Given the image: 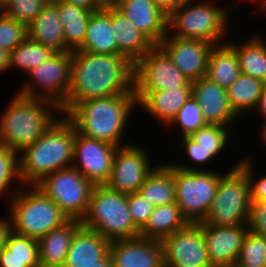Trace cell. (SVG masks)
Returning a JSON list of instances; mask_svg holds the SVG:
<instances>
[{
	"label": "cell",
	"instance_id": "1",
	"mask_svg": "<svg viewBox=\"0 0 266 267\" xmlns=\"http://www.w3.org/2000/svg\"><path fill=\"white\" fill-rule=\"evenodd\" d=\"M113 95H135L134 64L122 54L72 51L71 85L61 114L81 101Z\"/></svg>",
	"mask_w": 266,
	"mask_h": 267
},
{
	"label": "cell",
	"instance_id": "2",
	"mask_svg": "<svg viewBox=\"0 0 266 267\" xmlns=\"http://www.w3.org/2000/svg\"><path fill=\"white\" fill-rule=\"evenodd\" d=\"M29 147L19 153L23 185H36L45 176L72 166L76 128L63 114Z\"/></svg>",
	"mask_w": 266,
	"mask_h": 267
},
{
	"label": "cell",
	"instance_id": "3",
	"mask_svg": "<svg viewBox=\"0 0 266 267\" xmlns=\"http://www.w3.org/2000/svg\"><path fill=\"white\" fill-rule=\"evenodd\" d=\"M135 107V95H113L81 101L65 116L78 133L120 147L131 144L121 140Z\"/></svg>",
	"mask_w": 266,
	"mask_h": 267
},
{
	"label": "cell",
	"instance_id": "4",
	"mask_svg": "<svg viewBox=\"0 0 266 267\" xmlns=\"http://www.w3.org/2000/svg\"><path fill=\"white\" fill-rule=\"evenodd\" d=\"M60 113V108L46 99L14 94L1 112L0 144L19 154L33 144Z\"/></svg>",
	"mask_w": 266,
	"mask_h": 267
},
{
	"label": "cell",
	"instance_id": "5",
	"mask_svg": "<svg viewBox=\"0 0 266 267\" xmlns=\"http://www.w3.org/2000/svg\"><path fill=\"white\" fill-rule=\"evenodd\" d=\"M209 1L183 2L168 16L167 35L202 40L215 46L227 43L231 28L229 9Z\"/></svg>",
	"mask_w": 266,
	"mask_h": 267
},
{
	"label": "cell",
	"instance_id": "6",
	"mask_svg": "<svg viewBox=\"0 0 266 267\" xmlns=\"http://www.w3.org/2000/svg\"><path fill=\"white\" fill-rule=\"evenodd\" d=\"M12 231L39 239L69 218L35 185H23L8 201Z\"/></svg>",
	"mask_w": 266,
	"mask_h": 267
},
{
	"label": "cell",
	"instance_id": "7",
	"mask_svg": "<svg viewBox=\"0 0 266 267\" xmlns=\"http://www.w3.org/2000/svg\"><path fill=\"white\" fill-rule=\"evenodd\" d=\"M82 225L100 233L110 242L140 236L127 205V195L106 185H94Z\"/></svg>",
	"mask_w": 266,
	"mask_h": 267
},
{
	"label": "cell",
	"instance_id": "8",
	"mask_svg": "<svg viewBox=\"0 0 266 267\" xmlns=\"http://www.w3.org/2000/svg\"><path fill=\"white\" fill-rule=\"evenodd\" d=\"M238 162L221 177L208 214L200 223L214 226L248 224L251 190L248 176Z\"/></svg>",
	"mask_w": 266,
	"mask_h": 267
},
{
	"label": "cell",
	"instance_id": "9",
	"mask_svg": "<svg viewBox=\"0 0 266 267\" xmlns=\"http://www.w3.org/2000/svg\"><path fill=\"white\" fill-rule=\"evenodd\" d=\"M227 171H187L172 163L175 203L189 223H200L208 214L221 177Z\"/></svg>",
	"mask_w": 266,
	"mask_h": 267
},
{
	"label": "cell",
	"instance_id": "10",
	"mask_svg": "<svg viewBox=\"0 0 266 267\" xmlns=\"http://www.w3.org/2000/svg\"><path fill=\"white\" fill-rule=\"evenodd\" d=\"M72 52H56L26 75L19 95L46 99L59 108L66 102L71 85ZM30 78V79H29Z\"/></svg>",
	"mask_w": 266,
	"mask_h": 267
},
{
	"label": "cell",
	"instance_id": "11",
	"mask_svg": "<svg viewBox=\"0 0 266 267\" xmlns=\"http://www.w3.org/2000/svg\"><path fill=\"white\" fill-rule=\"evenodd\" d=\"M37 186L69 218L86 216L94 185L73 166L45 176Z\"/></svg>",
	"mask_w": 266,
	"mask_h": 267
},
{
	"label": "cell",
	"instance_id": "12",
	"mask_svg": "<svg viewBox=\"0 0 266 267\" xmlns=\"http://www.w3.org/2000/svg\"><path fill=\"white\" fill-rule=\"evenodd\" d=\"M149 154L140 144L131 143L118 147L109 181L105 185L125 195L137 193L148 175L159 164L153 165Z\"/></svg>",
	"mask_w": 266,
	"mask_h": 267
},
{
	"label": "cell",
	"instance_id": "13",
	"mask_svg": "<svg viewBox=\"0 0 266 267\" xmlns=\"http://www.w3.org/2000/svg\"><path fill=\"white\" fill-rule=\"evenodd\" d=\"M192 86V82L156 45L134 64V91H160Z\"/></svg>",
	"mask_w": 266,
	"mask_h": 267
},
{
	"label": "cell",
	"instance_id": "14",
	"mask_svg": "<svg viewBox=\"0 0 266 267\" xmlns=\"http://www.w3.org/2000/svg\"><path fill=\"white\" fill-rule=\"evenodd\" d=\"M165 267H212L202 223H189L162 240Z\"/></svg>",
	"mask_w": 266,
	"mask_h": 267
},
{
	"label": "cell",
	"instance_id": "15",
	"mask_svg": "<svg viewBox=\"0 0 266 267\" xmlns=\"http://www.w3.org/2000/svg\"><path fill=\"white\" fill-rule=\"evenodd\" d=\"M117 148L107 142L86 137L76 130L72 166L93 185H105L111 175Z\"/></svg>",
	"mask_w": 266,
	"mask_h": 267
},
{
	"label": "cell",
	"instance_id": "16",
	"mask_svg": "<svg viewBox=\"0 0 266 267\" xmlns=\"http://www.w3.org/2000/svg\"><path fill=\"white\" fill-rule=\"evenodd\" d=\"M158 46L193 82L206 76L209 55L215 45L202 40L181 39L166 35Z\"/></svg>",
	"mask_w": 266,
	"mask_h": 267
},
{
	"label": "cell",
	"instance_id": "17",
	"mask_svg": "<svg viewBox=\"0 0 266 267\" xmlns=\"http://www.w3.org/2000/svg\"><path fill=\"white\" fill-rule=\"evenodd\" d=\"M208 258L212 267H235L248 224L214 226L202 224Z\"/></svg>",
	"mask_w": 266,
	"mask_h": 267
},
{
	"label": "cell",
	"instance_id": "18",
	"mask_svg": "<svg viewBox=\"0 0 266 267\" xmlns=\"http://www.w3.org/2000/svg\"><path fill=\"white\" fill-rule=\"evenodd\" d=\"M113 267H165L162 241L136 237L110 242Z\"/></svg>",
	"mask_w": 266,
	"mask_h": 267
},
{
	"label": "cell",
	"instance_id": "19",
	"mask_svg": "<svg viewBox=\"0 0 266 267\" xmlns=\"http://www.w3.org/2000/svg\"><path fill=\"white\" fill-rule=\"evenodd\" d=\"M192 97L200 105L208 125H221L233 130L239 116L232 110L226 88L202 77L192 82Z\"/></svg>",
	"mask_w": 266,
	"mask_h": 267
},
{
	"label": "cell",
	"instance_id": "20",
	"mask_svg": "<svg viewBox=\"0 0 266 267\" xmlns=\"http://www.w3.org/2000/svg\"><path fill=\"white\" fill-rule=\"evenodd\" d=\"M115 6L155 45L167 35L168 17L155 6L153 0H118Z\"/></svg>",
	"mask_w": 266,
	"mask_h": 267
},
{
	"label": "cell",
	"instance_id": "21",
	"mask_svg": "<svg viewBox=\"0 0 266 267\" xmlns=\"http://www.w3.org/2000/svg\"><path fill=\"white\" fill-rule=\"evenodd\" d=\"M137 99V108L141 107L149 115L163 124L165 128L176 117L183 104L192 95V86H183L176 89L160 91H134ZM139 105V106H138Z\"/></svg>",
	"mask_w": 266,
	"mask_h": 267
},
{
	"label": "cell",
	"instance_id": "22",
	"mask_svg": "<svg viewBox=\"0 0 266 267\" xmlns=\"http://www.w3.org/2000/svg\"><path fill=\"white\" fill-rule=\"evenodd\" d=\"M110 28L117 42L118 54L133 64L143 58L156 45L115 6H110Z\"/></svg>",
	"mask_w": 266,
	"mask_h": 267
},
{
	"label": "cell",
	"instance_id": "23",
	"mask_svg": "<svg viewBox=\"0 0 266 267\" xmlns=\"http://www.w3.org/2000/svg\"><path fill=\"white\" fill-rule=\"evenodd\" d=\"M110 241L81 225L74 234L63 267H88L109 252Z\"/></svg>",
	"mask_w": 266,
	"mask_h": 267
},
{
	"label": "cell",
	"instance_id": "24",
	"mask_svg": "<svg viewBox=\"0 0 266 267\" xmlns=\"http://www.w3.org/2000/svg\"><path fill=\"white\" fill-rule=\"evenodd\" d=\"M81 225V220L69 219L38 239L40 267H63L72 238Z\"/></svg>",
	"mask_w": 266,
	"mask_h": 267
},
{
	"label": "cell",
	"instance_id": "25",
	"mask_svg": "<svg viewBox=\"0 0 266 267\" xmlns=\"http://www.w3.org/2000/svg\"><path fill=\"white\" fill-rule=\"evenodd\" d=\"M28 37L55 52H66V41L58 7L50 0L27 27Z\"/></svg>",
	"mask_w": 266,
	"mask_h": 267
},
{
	"label": "cell",
	"instance_id": "26",
	"mask_svg": "<svg viewBox=\"0 0 266 267\" xmlns=\"http://www.w3.org/2000/svg\"><path fill=\"white\" fill-rule=\"evenodd\" d=\"M78 51L93 54H118L116 39L110 28V6L92 12L82 46Z\"/></svg>",
	"mask_w": 266,
	"mask_h": 267
},
{
	"label": "cell",
	"instance_id": "27",
	"mask_svg": "<svg viewBox=\"0 0 266 267\" xmlns=\"http://www.w3.org/2000/svg\"><path fill=\"white\" fill-rule=\"evenodd\" d=\"M249 37L242 43H233V39L227 43L237 53L241 73L266 83V40L259 32Z\"/></svg>",
	"mask_w": 266,
	"mask_h": 267
},
{
	"label": "cell",
	"instance_id": "28",
	"mask_svg": "<svg viewBox=\"0 0 266 267\" xmlns=\"http://www.w3.org/2000/svg\"><path fill=\"white\" fill-rule=\"evenodd\" d=\"M188 224L175 202L156 206L146 225L140 230V237L162 241Z\"/></svg>",
	"mask_w": 266,
	"mask_h": 267
},
{
	"label": "cell",
	"instance_id": "29",
	"mask_svg": "<svg viewBox=\"0 0 266 267\" xmlns=\"http://www.w3.org/2000/svg\"><path fill=\"white\" fill-rule=\"evenodd\" d=\"M164 163V164H163ZM159 163L148 175L138 193L156 206L175 202V185L171 163Z\"/></svg>",
	"mask_w": 266,
	"mask_h": 267
},
{
	"label": "cell",
	"instance_id": "30",
	"mask_svg": "<svg viewBox=\"0 0 266 267\" xmlns=\"http://www.w3.org/2000/svg\"><path fill=\"white\" fill-rule=\"evenodd\" d=\"M240 74L236 51L228 43L214 46L209 55L205 77L227 89Z\"/></svg>",
	"mask_w": 266,
	"mask_h": 267
},
{
	"label": "cell",
	"instance_id": "31",
	"mask_svg": "<svg viewBox=\"0 0 266 267\" xmlns=\"http://www.w3.org/2000/svg\"><path fill=\"white\" fill-rule=\"evenodd\" d=\"M59 10L66 41V52L78 50L86 35L92 11L61 0H51Z\"/></svg>",
	"mask_w": 266,
	"mask_h": 267
},
{
	"label": "cell",
	"instance_id": "32",
	"mask_svg": "<svg viewBox=\"0 0 266 267\" xmlns=\"http://www.w3.org/2000/svg\"><path fill=\"white\" fill-rule=\"evenodd\" d=\"M0 267H40L38 240L12 231L0 254Z\"/></svg>",
	"mask_w": 266,
	"mask_h": 267
},
{
	"label": "cell",
	"instance_id": "33",
	"mask_svg": "<svg viewBox=\"0 0 266 267\" xmlns=\"http://www.w3.org/2000/svg\"><path fill=\"white\" fill-rule=\"evenodd\" d=\"M265 86L262 80L241 73L227 88L230 105L239 119L243 113L255 110Z\"/></svg>",
	"mask_w": 266,
	"mask_h": 267
},
{
	"label": "cell",
	"instance_id": "34",
	"mask_svg": "<svg viewBox=\"0 0 266 267\" xmlns=\"http://www.w3.org/2000/svg\"><path fill=\"white\" fill-rule=\"evenodd\" d=\"M56 52L48 46L32 41L28 36L10 52L9 70H21L25 75L52 57Z\"/></svg>",
	"mask_w": 266,
	"mask_h": 267
},
{
	"label": "cell",
	"instance_id": "35",
	"mask_svg": "<svg viewBox=\"0 0 266 267\" xmlns=\"http://www.w3.org/2000/svg\"><path fill=\"white\" fill-rule=\"evenodd\" d=\"M17 181L16 189L10 188L11 184ZM19 181V182H18ZM23 186L19 173V154L12 148L0 144V197L9 194V200ZM10 188V189H9ZM9 190V192H7ZM12 192H11V191ZM4 194V195H3Z\"/></svg>",
	"mask_w": 266,
	"mask_h": 267
},
{
	"label": "cell",
	"instance_id": "36",
	"mask_svg": "<svg viewBox=\"0 0 266 267\" xmlns=\"http://www.w3.org/2000/svg\"><path fill=\"white\" fill-rule=\"evenodd\" d=\"M206 125L207 123L204 120L201 107L191 95V97L187 99L182 108L178 111L176 117L167 127L175 128L179 126V130L182 132L181 137H186L191 136L199 128H202Z\"/></svg>",
	"mask_w": 266,
	"mask_h": 267
},
{
	"label": "cell",
	"instance_id": "37",
	"mask_svg": "<svg viewBox=\"0 0 266 267\" xmlns=\"http://www.w3.org/2000/svg\"><path fill=\"white\" fill-rule=\"evenodd\" d=\"M266 264V238L248 230L235 267H263Z\"/></svg>",
	"mask_w": 266,
	"mask_h": 267
},
{
	"label": "cell",
	"instance_id": "38",
	"mask_svg": "<svg viewBox=\"0 0 266 267\" xmlns=\"http://www.w3.org/2000/svg\"><path fill=\"white\" fill-rule=\"evenodd\" d=\"M230 128L221 125H206L199 128L190 137L196 141L203 149L208 150L211 155L216 158L217 155L225 151L230 134Z\"/></svg>",
	"mask_w": 266,
	"mask_h": 267
},
{
	"label": "cell",
	"instance_id": "39",
	"mask_svg": "<svg viewBox=\"0 0 266 267\" xmlns=\"http://www.w3.org/2000/svg\"><path fill=\"white\" fill-rule=\"evenodd\" d=\"M50 0H6L0 10L28 27Z\"/></svg>",
	"mask_w": 266,
	"mask_h": 267
},
{
	"label": "cell",
	"instance_id": "40",
	"mask_svg": "<svg viewBox=\"0 0 266 267\" xmlns=\"http://www.w3.org/2000/svg\"><path fill=\"white\" fill-rule=\"evenodd\" d=\"M180 139L181 140L179 141L182 147L181 149L184 150L185 152L183 155L185 157L187 156L188 159L186 158V160L190 159L188 161L190 163L176 164L175 162L173 163V165L176 166L177 168L187 171L211 170L210 167L208 169L203 168L204 166L206 167L207 166L206 163L211 162L212 159L214 161V157L211 155V153L208 152V150L203 149L202 146L199 145L196 141H194L190 136L182 137Z\"/></svg>",
	"mask_w": 266,
	"mask_h": 267
},
{
	"label": "cell",
	"instance_id": "41",
	"mask_svg": "<svg viewBox=\"0 0 266 267\" xmlns=\"http://www.w3.org/2000/svg\"><path fill=\"white\" fill-rule=\"evenodd\" d=\"M27 27L0 10V48L11 52L27 36Z\"/></svg>",
	"mask_w": 266,
	"mask_h": 267
},
{
	"label": "cell",
	"instance_id": "42",
	"mask_svg": "<svg viewBox=\"0 0 266 267\" xmlns=\"http://www.w3.org/2000/svg\"><path fill=\"white\" fill-rule=\"evenodd\" d=\"M254 163V158L246 156L239 160L238 166L248 176L252 201H266V175L256 176V173L254 174L255 169L253 168Z\"/></svg>",
	"mask_w": 266,
	"mask_h": 267
},
{
	"label": "cell",
	"instance_id": "43",
	"mask_svg": "<svg viewBox=\"0 0 266 267\" xmlns=\"http://www.w3.org/2000/svg\"><path fill=\"white\" fill-rule=\"evenodd\" d=\"M127 205L134 224L141 230L149 220L155 206L138 192L127 195Z\"/></svg>",
	"mask_w": 266,
	"mask_h": 267
},
{
	"label": "cell",
	"instance_id": "44",
	"mask_svg": "<svg viewBox=\"0 0 266 267\" xmlns=\"http://www.w3.org/2000/svg\"><path fill=\"white\" fill-rule=\"evenodd\" d=\"M249 230L266 238V201H252Z\"/></svg>",
	"mask_w": 266,
	"mask_h": 267
},
{
	"label": "cell",
	"instance_id": "45",
	"mask_svg": "<svg viewBox=\"0 0 266 267\" xmlns=\"http://www.w3.org/2000/svg\"><path fill=\"white\" fill-rule=\"evenodd\" d=\"M11 232H12V223L9 216L6 218L5 217L3 218L2 216V218H0V254L6 247Z\"/></svg>",
	"mask_w": 266,
	"mask_h": 267
},
{
	"label": "cell",
	"instance_id": "46",
	"mask_svg": "<svg viewBox=\"0 0 266 267\" xmlns=\"http://www.w3.org/2000/svg\"><path fill=\"white\" fill-rule=\"evenodd\" d=\"M153 2L167 17L183 3L182 0H153Z\"/></svg>",
	"mask_w": 266,
	"mask_h": 267
},
{
	"label": "cell",
	"instance_id": "47",
	"mask_svg": "<svg viewBox=\"0 0 266 267\" xmlns=\"http://www.w3.org/2000/svg\"><path fill=\"white\" fill-rule=\"evenodd\" d=\"M66 3L82 7L89 11H97L102 8V6L97 2V0H61Z\"/></svg>",
	"mask_w": 266,
	"mask_h": 267
},
{
	"label": "cell",
	"instance_id": "48",
	"mask_svg": "<svg viewBox=\"0 0 266 267\" xmlns=\"http://www.w3.org/2000/svg\"><path fill=\"white\" fill-rule=\"evenodd\" d=\"M259 112V116L263 117L264 121L263 124H266V86L264 87L262 91V95L259 98L258 104L255 108Z\"/></svg>",
	"mask_w": 266,
	"mask_h": 267
},
{
	"label": "cell",
	"instance_id": "49",
	"mask_svg": "<svg viewBox=\"0 0 266 267\" xmlns=\"http://www.w3.org/2000/svg\"><path fill=\"white\" fill-rule=\"evenodd\" d=\"M9 56V52L0 48V73L9 70Z\"/></svg>",
	"mask_w": 266,
	"mask_h": 267
},
{
	"label": "cell",
	"instance_id": "50",
	"mask_svg": "<svg viewBox=\"0 0 266 267\" xmlns=\"http://www.w3.org/2000/svg\"><path fill=\"white\" fill-rule=\"evenodd\" d=\"M88 267H113V261L109 252L100 260L95 262L94 265Z\"/></svg>",
	"mask_w": 266,
	"mask_h": 267
},
{
	"label": "cell",
	"instance_id": "51",
	"mask_svg": "<svg viewBox=\"0 0 266 267\" xmlns=\"http://www.w3.org/2000/svg\"><path fill=\"white\" fill-rule=\"evenodd\" d=\"M260 127L262 128L261 130H259V132H261L259 135L260 140L262 141V143L264 144V146H266V124L260 125Z\"/></svg>",
	"mask_w": 266,
	"mask_h": 267
},
{
	"label": "cell",
	"instance_id": "52",
	"mask_svg": "<svg viewBox=\"0 0 266 267\" xmlns=\"http://www.w3.org/2000/svg\"><path fill=\"white\" fill-rule=\"evenodd\" d=\"M118 0H97V2L102 6H113Z\"/></svg>",
	"mask_w": 266,
	"mask_h": 267
},
{
	"label": "cell",
	"instance_id": "53",
	"mask_svg": "<svg viewBox=\"0 0 266 267\" xmlns=\"http://www.w3.org/2000/svg\"><path fill=\"white\" fill-rule=\"evenodd\" d=\"M238 1H241V0H238ZM250 1L254 2L256 5L257 3H259V5L257 6H260L261 9L263 8V10L266 8V0H250Z\"/></svg>",
	"mask_w": 266,
	"mask_h": 267
},
{
	"label": "cell",
	"instance_id": "54",
	"mask_svg": "<svg viewBox=\"0 0 266 267\" xmlns=\"http://www.w3.org/2000/svg\"><path fill=\"white\" fill-rule=\"evenodd\" d=\"M183 2H194V1H204V0H182Z\"/></svg>",
	"mask_w": 266,
	"mask_h": 267
},
{
	"label": "cell",
	"instance_id": "55",
	"mask_svg": "<svg viewBox=\"0 0 266 267\" xmlns=\"http://www.w3.org/2000/svg\"><path fill=\"white\" fill-rule=\"evenodd\" d=\"M6 0H0V7L3 5V3L5 2Z\"/></svg>",
	"mask_w": 266,
	"mask_h": 267
}]
</instances>
